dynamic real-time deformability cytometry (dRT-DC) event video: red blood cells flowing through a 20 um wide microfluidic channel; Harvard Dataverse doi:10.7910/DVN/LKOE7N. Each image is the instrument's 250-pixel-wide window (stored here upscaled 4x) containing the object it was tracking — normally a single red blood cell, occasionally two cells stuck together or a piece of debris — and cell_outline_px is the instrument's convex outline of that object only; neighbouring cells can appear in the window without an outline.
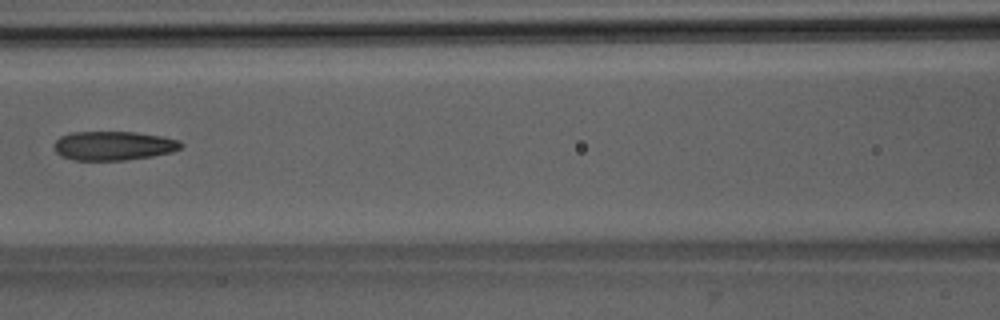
{"species": "Egyptian fruit bat (a non-hibernating species)", "species_latin": "Rousettus aegyptiacus", "temperature_condition": "room temperature", "stored_images_in_passage": 6, "camera_frame_rate_fps": 3000, "um_per_image_px": 0.085, "animal": {"sex": "male"}, "frame": {"image": 1, "passage_image": 4, "time_ms": 3.667, "image_size_px": [1000, 320], "cell_outline_px": [[184, 144], [180, 148], [172, 152], [152, 156], [124, 160], [76, 160], [60, 156], [52, 148], [56, 140], [60, 136], [72, 132], [136, 132], [160, 136], [180, 140]], "centroid_in_image_um": [9.63, 12.38], "position_along_channel_um": 157.0, "area_um2": 21.56}}